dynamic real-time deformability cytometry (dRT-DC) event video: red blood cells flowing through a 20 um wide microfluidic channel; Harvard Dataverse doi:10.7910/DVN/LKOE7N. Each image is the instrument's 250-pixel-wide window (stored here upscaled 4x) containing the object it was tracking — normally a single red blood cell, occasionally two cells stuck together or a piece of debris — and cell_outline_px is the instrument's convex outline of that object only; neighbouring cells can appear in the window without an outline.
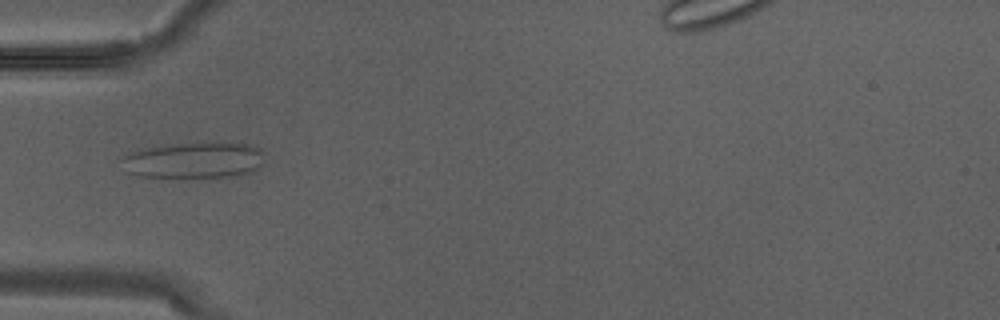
{"species": "Egyptian fruit bat (a non-hibernating species)", "species_latin": "Rousettus aegyptiacus", "temperature_condition": "warm", "stored_images_in_passage": 1, "camera_frame_rate_fps": 3000, "um_per_image_px": 0.085, "animal": {"sex": "male"}, "frame": {"image": 1, "passage_image": 1, "time_ms": 0.0, "image_size_px": [1000, 320], "cell_outline_px": [[264, 152], [260, 164], [252, 172], [236, 176], [212, 180], [140, 176], [124, 172], [124, 156], [136, 148], [164, 144], [212, 140], [232, 140], [248, 144], [260, 148]], "centroid_in_image_um": [16.52, 13.6], "position_along_channel_um": 68.5, "area_um2": 32.37}}